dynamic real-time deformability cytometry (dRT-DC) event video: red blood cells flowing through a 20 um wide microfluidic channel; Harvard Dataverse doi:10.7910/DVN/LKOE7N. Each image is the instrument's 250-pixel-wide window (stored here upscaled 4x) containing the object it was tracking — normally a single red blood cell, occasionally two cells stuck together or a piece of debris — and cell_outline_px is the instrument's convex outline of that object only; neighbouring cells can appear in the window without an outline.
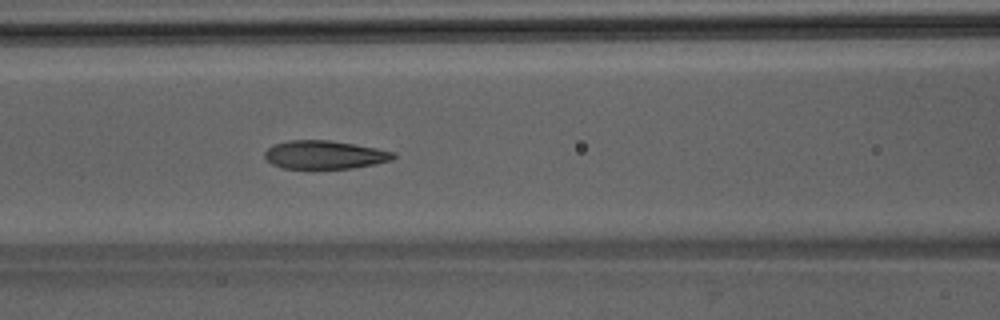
{"species": "Egyptian fruit bat (a non-hibernating species)", "species_latin": "Rousettus aegyptiacus", "temperature_condition": "room temperature", "stored_images_in_passage": 42, "camera_frame_rate_fps": 3000, "um_per_image_px": 0.085, "animal": {"sex": "male"}, "frame": {"image": 1, "passage_image": 14, "time_ms": 4.333, "image_size_px": [1000, 320], "cell_outline_px": [[396, 156], [392, 160], [376, 164], [352, 168], [284, 168], [272, 164], [264, 156], [264, 152], [272, 144], [288, 140], [328, 140], [376, 148], [396, 152]], "centroid_in_image_um": [27.59, 13.15], "position_along_channel_um": 139.0, "area_um2": 21.21}}
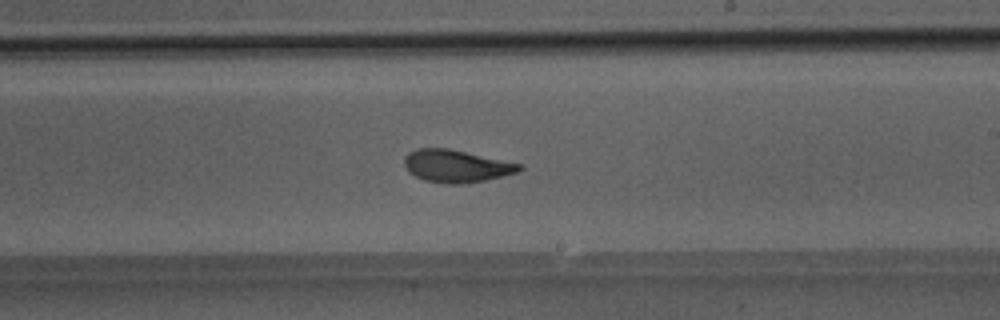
{"frame": {"image": 2, "passage_image": 22, "time_ms": 7.0, "image_size_px": [1000, 320], "cell_outline_px": [[524, 168], [516, 172], [468, 184], [448, 184], [424, 180], [408, 172], [404, 164], [404, 160], [408, 152], [416, 148], [448, 148], [520, 164]], "centroid_in_image_um": [38.73, 14.12], "position_along_channel_um": 250.3, "area_um2": 21.56}}
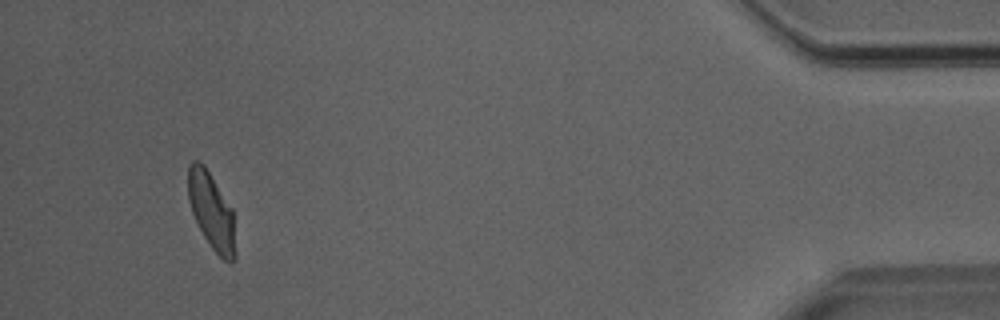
{"frame": {"image": 3, "passage_image": 39, "time_ms": 12.667, "image_size_px": [1000, 320], "cell_outline_px": [[236, 260], [232, 264], [224, 260], [212, 248], [204, 236], [192, 212], [188, 200], [188, 168], [192, 160], [200, 160], [204, 164], [232, 208], [236, 252]], "centroid_in_image_um": [17.99, 17.95], "position_along_channel_um": 417.2, "area_um2": 21.15}}